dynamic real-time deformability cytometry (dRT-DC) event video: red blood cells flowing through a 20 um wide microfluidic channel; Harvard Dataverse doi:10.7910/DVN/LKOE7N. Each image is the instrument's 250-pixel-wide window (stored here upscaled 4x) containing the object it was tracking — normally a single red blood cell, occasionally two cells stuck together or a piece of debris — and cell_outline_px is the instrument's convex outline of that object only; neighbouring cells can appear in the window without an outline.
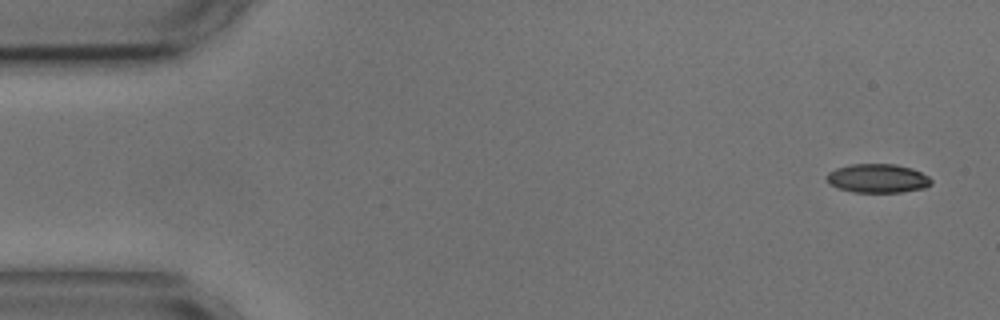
{"species": "common noctule bat (a hibernating species)", "species_latin": "Nyctalus noctula", "temperature_condition": "cold", "stored_images_in_passage": 54, "camera_frame_rate_fps": 3000, "um_per_image_px": 0.085, "animal": {"sex": "male", "body_mass_g": 17.9, "forearm_length_mm": 54.2}, "frame": {"image": 1, "passage_image": 1, "time_ms": 0.0, "image_size_px": [1000, 320], "cell_outline_px": [[932, 184], [924, 188], [900, 192], [852, 192], [828, 184], [828, 172], [836, 168], [852, 164], [896, 164], [912, 168], [928, 176], [932, 180]], "centroid_in_image_um": [74.62, 15.16], "position_along_channel_um": 10.4, "area_um2": 17.51}}
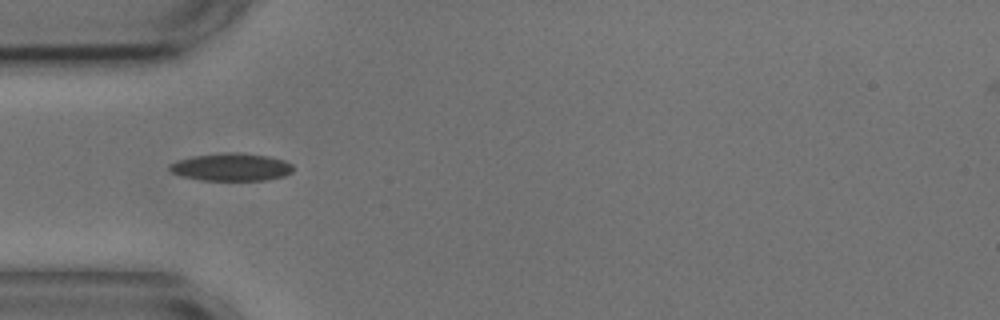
{"frame": {"image": 2, "passage_image": 15, "time_ms": 4.667, "image_size_px": [1000, 320], "cell_outline_px": [[292, 172], [284, 176], [264, 180], [200, 180], [184, 176], [172, 172], [168, 168], [168, 164], [176, 160], [192, 156], [224, 152], [240, 152], [268, 156], [284, 160], [292, 164]], "centroid_in_image_um": [19.64, 14.19], "position_along_channel_um": 65.4, "area_um2": 20.0}}
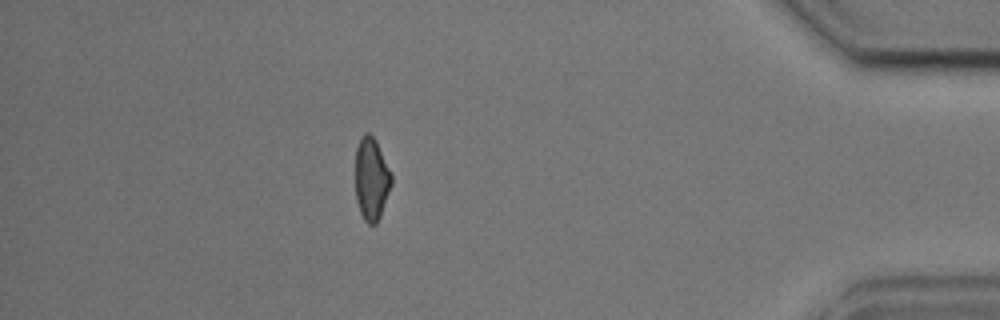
{"frame": {"image": 3, "passage_image": 47, "time_ms": 15.333, "image_size_px": [1000, 320], "cell_outline_px": [[392, 184], [380, 216], [376, 224], [368, 224], [364, 220], [360, 212], [356, 200], [356, 148], [360, 136], [364, 132], [368, 132], [376, 140], [392, 176]], "centroid_in_image_um": [31.56, 15.2], "position_along_channel_um": 403.6, "area_um2": 17.34}, "authors_computed_cell_mechanics": {"area_um2": 18.4093, "velocity_mm_per_s": 3.6077, "shape_relaxation_time_tau1_ms": 2.9608, "shape_relaxation_time_tau2_ms": 4.3277, "deformation_change_tau1": 0.1294, "deformation_change_tau2": 0.1157}}